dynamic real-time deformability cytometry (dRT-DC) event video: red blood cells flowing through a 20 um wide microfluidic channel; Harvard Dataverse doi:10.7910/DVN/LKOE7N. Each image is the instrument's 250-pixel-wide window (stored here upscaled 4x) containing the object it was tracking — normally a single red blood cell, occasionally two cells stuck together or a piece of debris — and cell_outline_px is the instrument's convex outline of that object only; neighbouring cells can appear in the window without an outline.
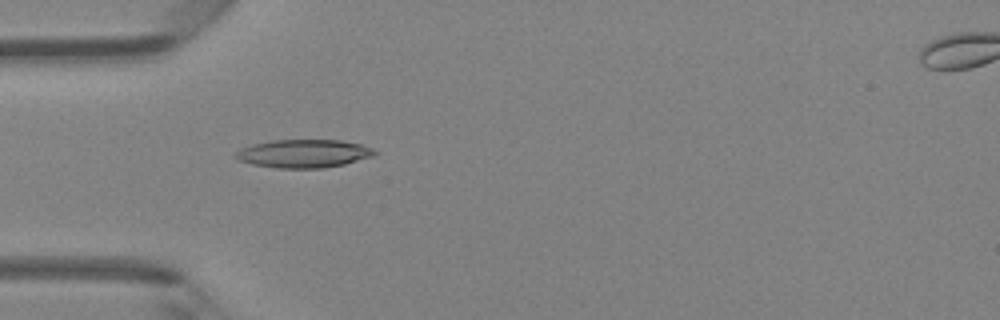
{"species": "Egyptian fruit bat (a non-hibernating species)", "species_latin": "Rousettus aegyptiacus", "temperature_condition": "room temperature", "stored_images_in_passage": 2, "camera_frame_rate_fps": 3000, "um_per_image_px": 0.085, "animal": {"sex": "female"}, "frame": {"image": 1, "passage_image": 1, "time_ms": 0.0, "image_size_px": [1000, 320], "cell_outline_px": [[376, 152], [372, 156], [344, 164], [324, 168], [276, 168], [252, 164], [240, 160], [232, 156], [240, 148], [252, 144], [272, 140], [340, 140], [360, 144], [372, 148]], "centroid_in_image_um": [25.77, 13.05], "position_along_channel_um": 59.2, "area_um2": 22.77}}